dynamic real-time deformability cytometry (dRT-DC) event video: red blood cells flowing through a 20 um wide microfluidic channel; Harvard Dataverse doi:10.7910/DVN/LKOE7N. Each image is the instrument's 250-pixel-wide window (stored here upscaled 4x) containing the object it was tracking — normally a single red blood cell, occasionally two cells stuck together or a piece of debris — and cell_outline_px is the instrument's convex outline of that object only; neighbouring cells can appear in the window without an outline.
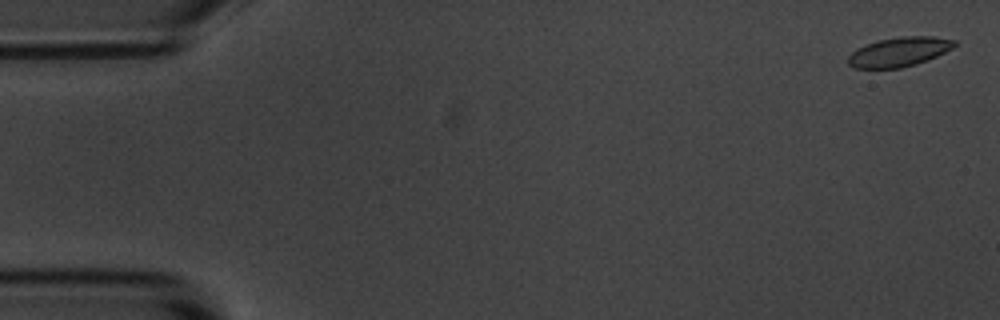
{"species": "common noctule bat (a hibernating species)", "species_latin": "Nyctalus noctula", "temperature_condition": "room temperature", "stored_images_in_passage": 56, "camera_frame_rate_fps": 3000, "um_per_image_px": 0.085, "animal": {"sex": "male", "body_mass_g": 20.1, "forearm_length_mm": 53.5}, "frame": {"image": 1, "passage_image": 2, "time_ms": 0.333, "image_size_px": [1000, 320], "cell_outline_px": [[956, 44], [952, 48], [928, 60], [916, 64], [900, 68], [856, 68], [848, 64], [848, 56], [856, 48], [864, 44], [880, 40], [900, 36], [932, 36], [956, 40]], "centroid_in_image_um": [76.41, 4.4], "position_along_channel_um": 8.6, "area_um2": 18.21}}
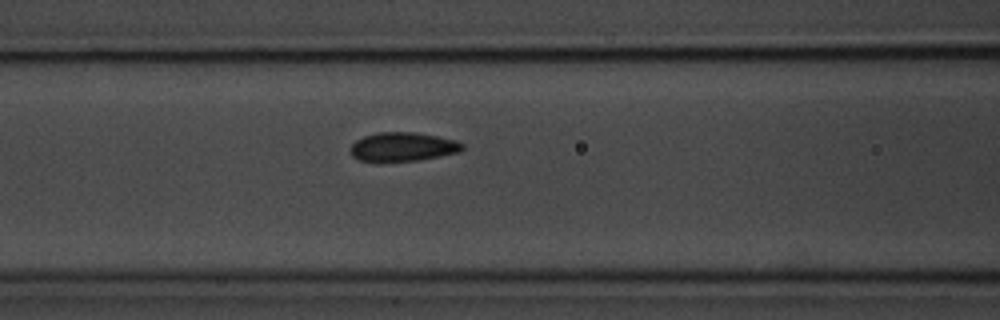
{"frame": {"image": 2, "passage_image": 23, "time_ms": 7.333, "image_size_px": [1000, 320], "cell_outline_px": [[464, 148], [460, 152], [416, 160], [360, 160], [352, 156], [352, 144], [356, 140], [364, 136], [376, 132], [416, 132], [456, 140], [464, 144]], "centroid_in_image_um": [34.27, 12.45], "position_along_channel_um": 132.3, "area_um2": 18.44}}
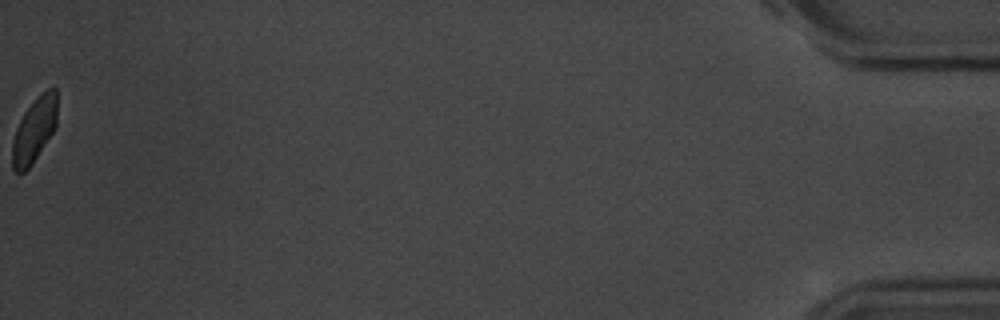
{"frame": {"image": 3, "passage_image": 56, "time_ms": 18.333, "image_size_px": [1000, 320], "cell_outline_px": [[56, 124], [52, 132], [32, 164], [24, 172], [16, 172], [12, 168], [12, 140], [16, 128], [24, 112], [48, 88], [56, 88]], "centroid_in_image_um": [2.88, 11.09], "position_along_channel_um": 432.3, "area_um2": 16.42}, "authors_computed_cell_mechanics": {"area_um2": 18.7561, "velocity_mm_per_s": 3.6461, "shape_relaxation_time_tau1_ms": 3.5215, "shape_relaxation_time_tau2_ms": 0.4172, "deformation_change_tau1": 0.102, "deformation_change_tau2": 0.0564}}